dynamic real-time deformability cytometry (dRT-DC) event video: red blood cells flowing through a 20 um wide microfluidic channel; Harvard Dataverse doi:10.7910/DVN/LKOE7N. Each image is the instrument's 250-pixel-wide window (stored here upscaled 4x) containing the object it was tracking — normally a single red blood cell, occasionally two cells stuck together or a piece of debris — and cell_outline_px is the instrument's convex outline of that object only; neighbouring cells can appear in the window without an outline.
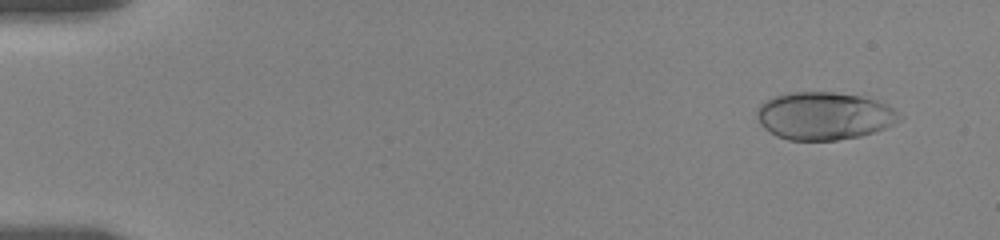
{"species": "human", "species_latin": "Homo sapiens", "temperature_condition": "room temperature", "stored_images_in_passage": 10, "camera_frame_rate_fps": 3000, "um_per_image_px": 0.085, "donor": {"sex": "female"}, "frame": {"image": 1, "passage_image": 2, "time_ms": 1.0, "image_size_px": [1000, 240], "cell_outline_px": [[904, 116], [900, 120], [884, 128], [860, 136], [836, 140], [788, 140], [776, 136], [764, 128], [760, 124], [756, 116], [756, 108], [760, 104], [776, 96], [792, 92], [832, 92], [860, 96], [876, 100], [888, 104]], "centroid_in_image_um": [70.05, 9.85], "position_along_channel_um": 14.9, "area_um2": 39.65}}